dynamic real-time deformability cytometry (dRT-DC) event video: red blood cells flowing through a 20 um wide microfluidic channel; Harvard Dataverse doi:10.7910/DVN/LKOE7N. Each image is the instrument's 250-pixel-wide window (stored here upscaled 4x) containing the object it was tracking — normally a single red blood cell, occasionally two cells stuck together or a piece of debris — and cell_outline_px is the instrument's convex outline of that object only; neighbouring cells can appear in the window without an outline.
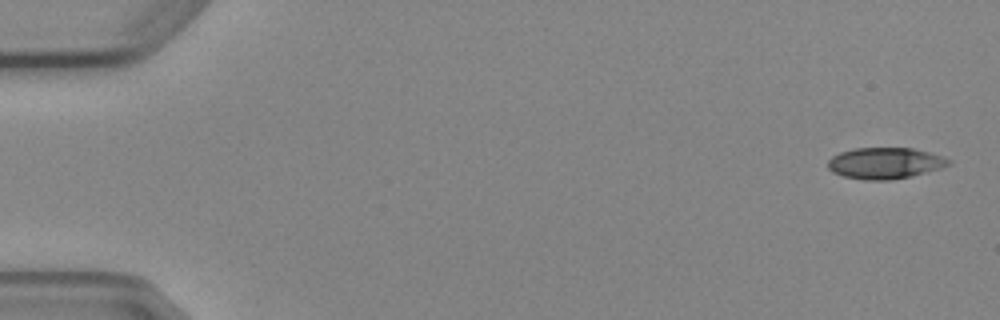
{"species": "Egyptian fruit bat (a non-hibernating species)", "species_latin": "Rousettus aegyptiacus", "temperature_condition": "cold", "stored_images_in_passage": 5, "camera_frame_rate_fps": 3000, "um_per_image_px": 0.085, "animal": {"sex": "female"}, "frame": {"image": 1, "passage_image": 1, "time_ms": 0.0, "image_size_px": [1000, 320], "cell_outline_px": [[952, 164], [940, 168], [912, 176], [888, 180], [864, 180], [844, 176], [832, 172], [828, 168], [828, 160], [832, 156], [840, 152], [852, 148], [912, 148], [944, 156], [952, 160]], "centroid_in_image_um": [75.23, 13.86], "position_along_channel_um": 9.8, "area_um2": 22.08}}
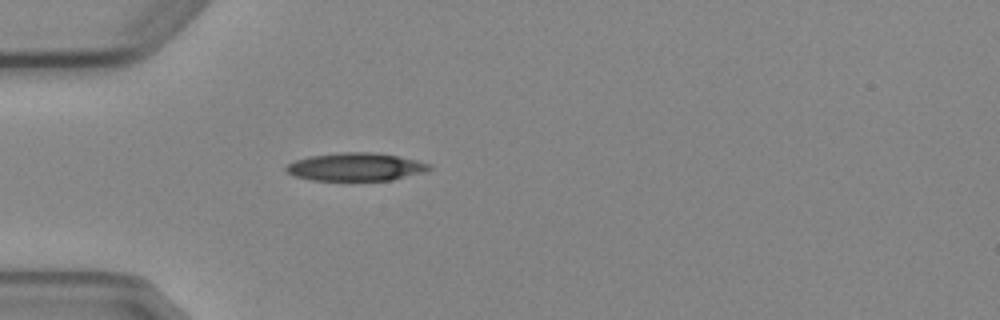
{"frame": {"image": 2, "passage_image": 5, "time_ms": 4.667, "image_size_px": [1000, 320], "cell_outline_px": [[432, 168], [424, 172], [392, 180], [312, 180], [296, 176], [288, 172], [284, 168], [288, 164], [296, 160], [308, 156], [340, 152], [368, 152], [396, 156], [416, 160], [432, 164]], "centroid_in_image_um": [30.24, 14.18], "position_along_channel_um": 54.8, "area_um2": 23.18}}